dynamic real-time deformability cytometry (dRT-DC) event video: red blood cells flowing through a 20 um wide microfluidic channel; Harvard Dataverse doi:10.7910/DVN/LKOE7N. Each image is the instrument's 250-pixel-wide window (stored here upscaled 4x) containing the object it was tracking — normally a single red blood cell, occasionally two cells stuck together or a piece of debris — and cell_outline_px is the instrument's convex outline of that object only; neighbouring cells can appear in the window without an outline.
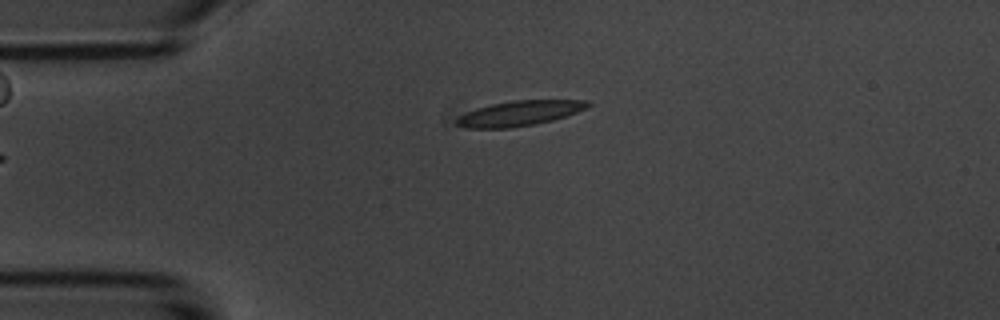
{"species": "common noctule bat (a hibernating species)", "species_latin": "Nyctalus noctula", "temperature_condition": "room temperature", "stored_images_in_passage": 6, "camera_frame_rate_fps": 3000, "um_per_image_px": 0.085, "animal": {"sex": "male", "body_mass_g": 20.1, "forearm_length_mm": 53.5}, "frame": {"image": 1, "passage_image": 6, "time_ms": 5.667, "image_size_px": [1000, 320], "cell_outline_px": [[592, 104], [588, 108], [552, 120], [536, 124], [508, 128], [464, 128], [456, 124], [456, 120], [464, 112], [476, 108], [492, 104], [512, 100], [584, 100]], "centroid_in_image_um": [44.13, 9.63], "position_along_channel_um": 40.9, "area_um2": 19.13}}